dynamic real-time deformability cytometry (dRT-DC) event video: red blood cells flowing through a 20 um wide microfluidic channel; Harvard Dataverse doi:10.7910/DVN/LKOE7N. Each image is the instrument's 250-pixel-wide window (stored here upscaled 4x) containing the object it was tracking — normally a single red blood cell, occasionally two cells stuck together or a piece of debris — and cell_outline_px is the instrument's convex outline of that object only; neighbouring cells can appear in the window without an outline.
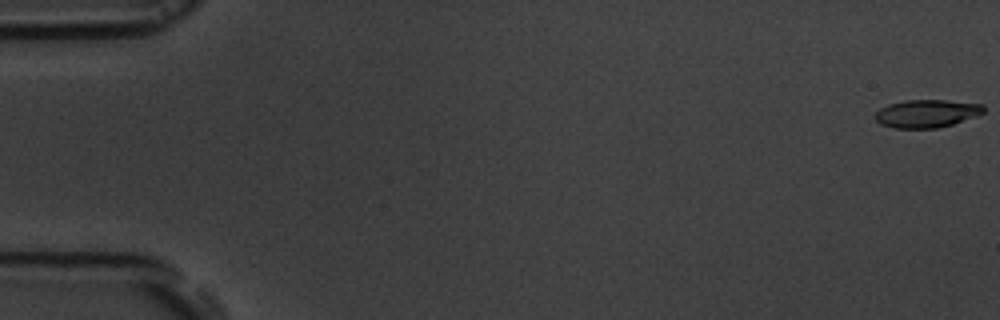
{"species": "common noctule bat (a hibernating species)", "species_latin": "Nyctalus noctula", "temperature_condition": "room temperature", "stored_images_in_passage": 17, "camera_frame_rate_fps": 3000, "um_per_image_px": 0.085, "animal": {"sex": "male", "body_mass_g": 19.5, "forearm_length_mm": 54.6}, "frame": {"image": 1, "passage_image": 1, "time_ms": 0.0, "image_size_px": [1000, 320], "cell_outline_px": [[984, 112], [976, 116], [952, 124], [936, 128], [896, 128], [880, 124], [876, 120], [876, 112], [880, 108], [888, 104], [904, 100], [944, 100], [984, 104]], "centroid_in_image_um": [78.77, 9.64], "position_along_channel_um": 6.2, "area_um2": 17.57}}
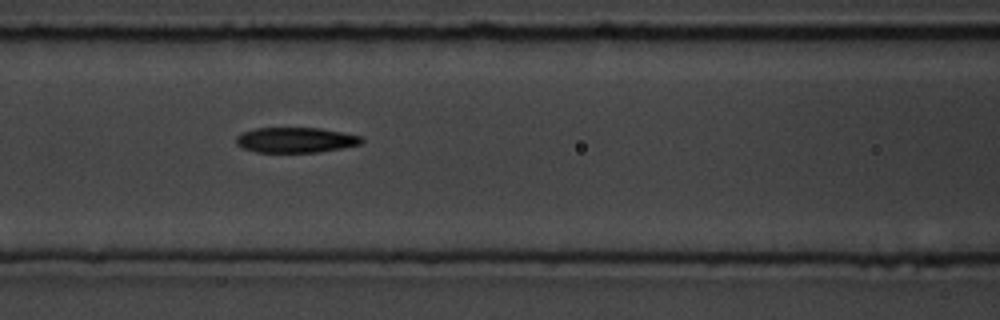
{"frame": {"image": 2, "passage_image": 8, "time_ms": 8.0, "image_size_px": [1000, 320], "cell_outline_px": [[364, 140], [360, 144], [320, 152], [256, 152], [244, 148], [236, 144], [236, 136], [244, 132], [256, 128], [320, 128], [360, 136]], "centroid_in_image_um": [25.11, 11.9], "position_along_channel_um": 141.5, "area_um2": 18.26}}
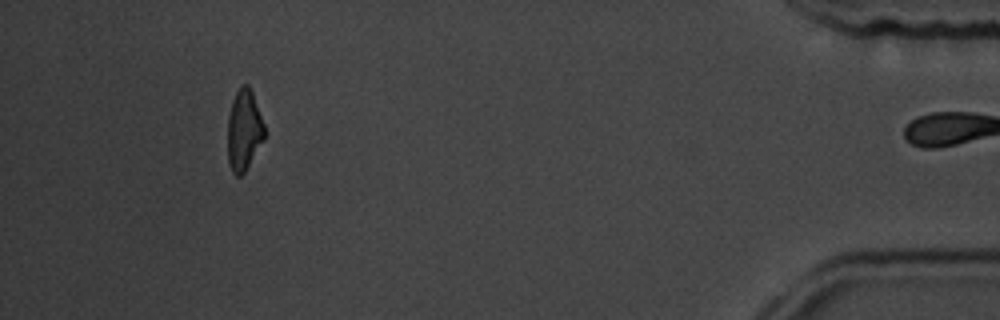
{"frame": {"image": 3, "passage_image": 16, "time_ms": 17.333, "image_size_px": [1000, 320], "cell_outline_px": [[264, 140], [244, 172], [240, 176], [236, 176], [232, 172], [228, 164], [228, 116], [232, 100], [240, 84], [248, 84], [252, 92], [264, 124]], "centroid_in_image_um": [20.72, 11.06], "position_along_channel_um": 414.5, "area_um2": 17.34}, "authors_computed_cell_mechanics": {"area_um2": 18.785, "velocity_mm_per_s": 3.6403, "shape_relaxation_time_tau1_ms": 3.0369, "shape_relaxation_time_tau2_ms": 3.9078, "deformation_change_tau1": 0.1294, "deformation_change_tau2": 0.1135}}